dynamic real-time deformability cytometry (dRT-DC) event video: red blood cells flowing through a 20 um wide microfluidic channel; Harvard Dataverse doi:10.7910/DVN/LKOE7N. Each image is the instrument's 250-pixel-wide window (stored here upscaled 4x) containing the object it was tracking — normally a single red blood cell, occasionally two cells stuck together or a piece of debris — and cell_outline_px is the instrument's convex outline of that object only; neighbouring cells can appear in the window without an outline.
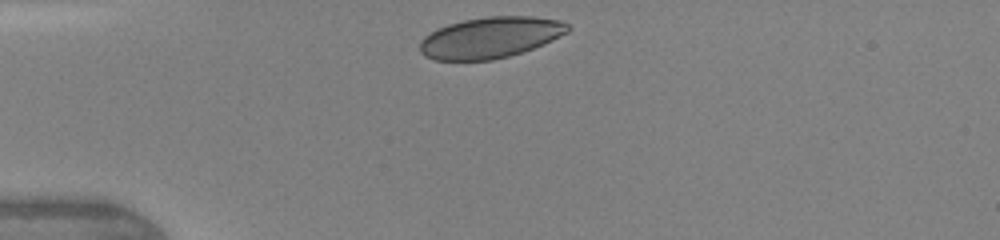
{"species": "human", "species_latin": "Homo sapiens", "temperature_condition": "warm", "stored_images_in_passage": 29, "camera_frame_rate_fps": 3000, "um_per_image_px": 0.085, "donor": {"sex": "female"}, "frame": {"image": 1, "passage_image": 1, "time_ms": 0.0, "image_size_px": [1000, 240], "cell_outline_px": [[572, 28], [568, 32], [544, 44], [508, 56], [492, 60], [436, 60], [424, 56], [420, 52], [420, 40], [424, 36], [436, 28], [448, 24], [464, 20], [488, 16], [532, 16], [560, 20], [568, 24]], "centroid_in_image_um": [41.67, 3.18], "position_along_channel_um": 43.3, "area_um2": 35.49}}
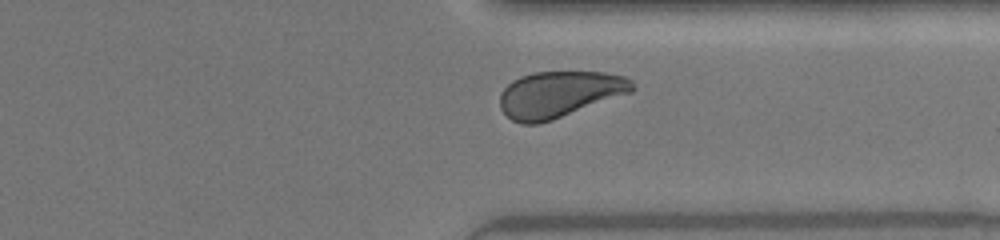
{"frame": {"image": 2, "passage_image": 25, "time_ms": 8.0, "image_size_px": [1000, 240], "cell_outline_px": [[636, 88], [632, 92], [552, 120], [540, 124], [520, 124], [512, 120], [500, 108], [500, 92], [512, 80], [520, 76], [532, 72], [604, 72], [624, 76], [632, 80]], "centroid_in_image_um": [47.53, 8.01], "position_along_channel_um": 363.9, "area_um2": 35.84}, "authors_computed_cell_mechanics": {"area_um2": 36.1828, "velocity_mm_per_s": 4.3718, "shape_relaxation_time_tau1_ms": 3.1424, "shape_relaxation_time_tau2_ms": null, "deformation_change_tau1": 0.1057, "deformation_change_tau2": null}}